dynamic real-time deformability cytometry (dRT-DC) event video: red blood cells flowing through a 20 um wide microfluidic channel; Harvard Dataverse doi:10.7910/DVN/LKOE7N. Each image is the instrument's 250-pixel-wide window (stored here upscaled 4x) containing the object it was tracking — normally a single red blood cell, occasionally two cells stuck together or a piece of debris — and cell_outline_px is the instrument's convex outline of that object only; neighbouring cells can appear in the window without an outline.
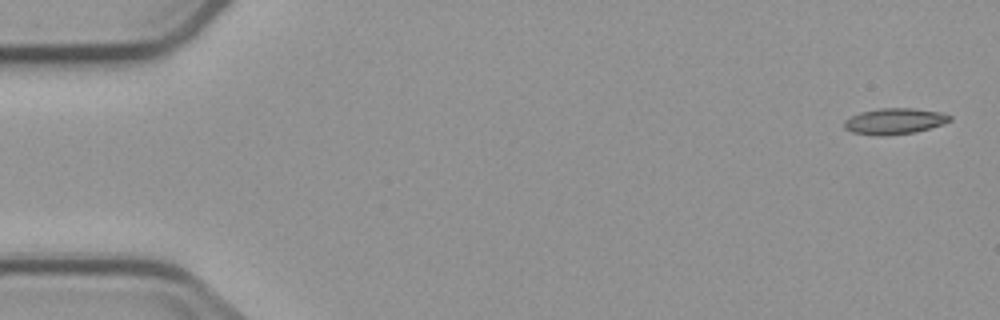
{"species": "common noctule bat (a hibernating species)", "species_latin": "Nyctalus noctula", "temperature_condition": "cold", "stored_images_in_passage": 4, "camera_frame_rate_fps": 3000, "um_per_image_px": 0.085, "animal": {"sex": "male", "body_mass_g": 23.1, "forearm_length_mm": 52.7}, "frame": {"image": 1, "passage_image": 1, "time_ms": 0.0, "image_size_px": [1000, 320], "cell_outline_px": [[952, 120], [916, 132], [888, 136], [876, 136], [852, 132], [844, 128], [844, 120], [860, 112], [880, 108], [912, 108], [940, 112], [952, 116]], "centroid_in_image_um": [76.0, 10.31], "position_along_channel_um": 9.0, "area_um2": 16.01}}
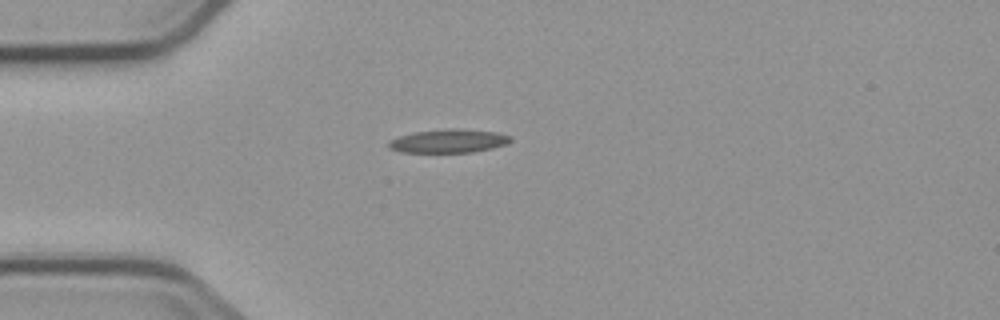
{"frame": {"image": 2, "passage_image": 4, "time_ms": 4.333, "image_size_px": [1000, 320], "cell_outline_px": [[512, 140], [508, 144], [492, 148], [472, 152], [400, 152], [388, 148], [388, 140], [400, 136], [416, 132], [452, 128], [496, 132], [512, 136]], "centroid_in_image_um": [38.14, 11.99], "position_along_channel_um": 46.9, "area_um2": 16.65}}